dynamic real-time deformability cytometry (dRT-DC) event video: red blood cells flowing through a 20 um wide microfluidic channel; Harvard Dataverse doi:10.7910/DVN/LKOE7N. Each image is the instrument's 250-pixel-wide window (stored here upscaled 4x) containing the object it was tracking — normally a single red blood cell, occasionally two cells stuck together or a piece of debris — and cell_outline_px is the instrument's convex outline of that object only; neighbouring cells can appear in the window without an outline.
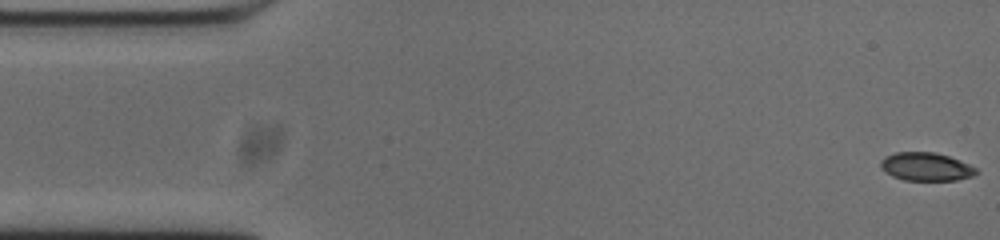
{"species": "common noctule bat (a hibernating species)", "species_latin": "Nyctalus noctula", "temperature_condition": "cold", "stored_images_in_passage": 54, "camera_frame_rate_fps": 3000, "um_per_image_px": 0.085, "animal": {"sex": "male", "body_mass_g": 20.0, "forearm_length_mm": 53.3}, "frame": {"image": 1, "passage_image": 1, "time_ms": 0.0, "image_size_px": [1000, 240], "cell_outline_px": [[980, 172], [976, 176], [956, 180], [904, 180], [892, 176], [880, 168], [880, 160], [884, 156], [896, 152], [936, 152], [960, 160], [976, 168]], "centroid_in_image_um": [78.72, 14.17], "position_along_channel_um": 6.3, "area_um2": 15.95}}
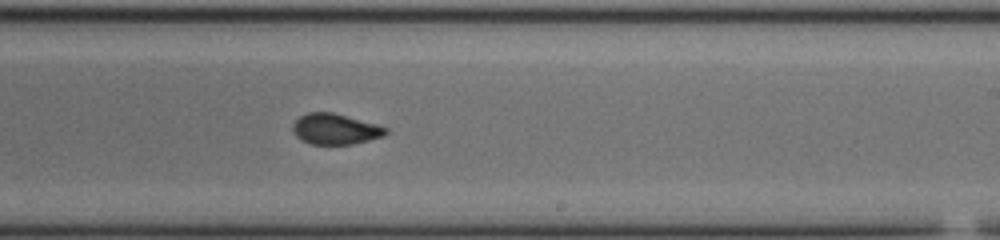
{"frame": {"image": 2, "passage_image": 31, "time_ms": 10.0, "image_size_px": [1000, 240], "cell_outline_px": [[388, 132], [384, 136], [352, 144], [312, 144], [300, 140], [296, 136], [292, 128], [292, 124], [300, 116], [308, 112], [332, 112], [380, 124], [388, 128]], "centroid_in_image_um": [28.52, 10.96], "position_along_channel_um": 260.5, "area_um2": 16.82}}
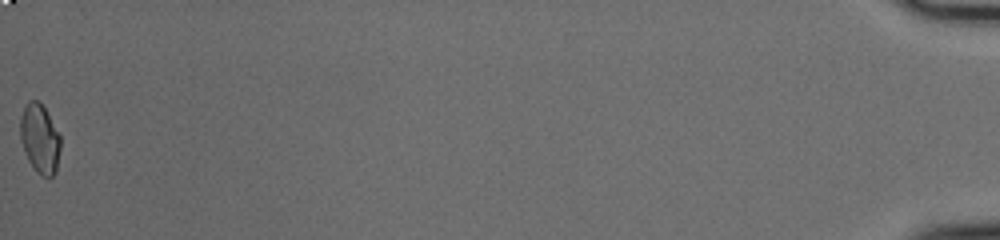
{"frame": {"image": 3, "passage_image": 54, "time_ms": 17.667, "image_size_px": [1000, 240], "cell_outline_px": [[60, 148], [56, 172], [52, 176], [40, 176], [36, 172], [28, 160], [24, 152], [20, 140], [20, 116], [28, 100], [40, 100], [60, 136]], "centroid_in_image_um": [3.36, 11.79], "position_along_channel_um": 431.8, "area_um2": 16.3}, "authors_computed_cell_mechanics": {"area_um2": 16.6175, "velocity_mm_per_s": 3.7257, "shape_relaxation_time_tau1_ms": 3.8334, "shape_relaxation_time_tau2_ms": 1.9931, "deformation_change_tau1": 0.0851, "deformation_change_tau2": 0.042}}